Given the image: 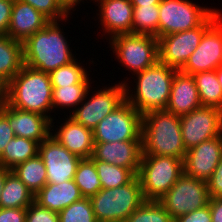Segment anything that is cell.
<instances>
[{
    "label": "cell",
    "mask_w": 222,
    "mask_h": 222,
    "mask_svg": "<svg viewBox=\"0 0 222 222\" xmlns=\"http://www.w3.org/2000/svg\"><path fill=\"white\" fill-rule=\"evenodd\" d=\"M59 23L50 21L23 42L24 65L50 73L76 59L77 54L72 53L70 40L67 41L68 36Z\"/></svg>",
    "instance_id": "obj_1"
},
{
    "label": "cell",
    "mask_w": 222,
    "mask_h": 222,
    "mask_svg": "<svg viewBox=\"0 0 222 222\" xmlns=\"http://www.w3.org/2000/svg\"><path fill=\"white\" fill-rule=\"evenodd\" d=\"M177 71L158 61L153 66L134 74L133 83L128 81L129 77H125V80L119 81L125 86V100L142 115L151 111L165 110ZM131 85L135 86L134 90Z\"/></svg>",
    "instance_id": "obj_2"
},
{
    "label": "cell",
    "mask_w": 222,
    "mask_h": 222,
    "mask_svg": "<svg viewBox=\"0 0 222 222\" xmlns=\"http://www.w3.org/2000/svg\"><path fill=\"white\" fill-rule=\"evenodd\" d=\"M52 84L49 73L24 65L9 81L8 104L19 110L34 112L54 121Z\"/></svg>",
    "instance_id": "obj_3"
},
{
    "label": "cell",
    "mask_w": 222,
    "mask_h": 222,
    "mask_svg": "<svg viewBox=\"0 0 222 222\" xmlns=\"http://www.w3.org/2000/svg\"><path fill=\"white\" fill-rule=\"evenodd\" d=\"M142 155L172 156L184 159L180 116L166 110L151 111L142 117Z\"/></svg>",
    "instance_id": "obj_4"
},
{
    "label": "cell",
    "mask_w": 222,
    "mask_h": 222,
    "mask_svg": "<svg viewBox=\"0 0 222 222\" xmlns=\"http://www.w3.org/2000/svg\"><path fill=\"white\" fill-rule=\"evenodd\" d=\"M97 221L124 222L146 200L136 175L129 183L101 189L89 198Z\"/></svg>",
    "instance_id": "obj_5"
},
{
    "label": "cell",
    "mask_w": 222,
    "mask_h": 222,
    "mask_svg": "<svg viewBox=\"0 0 222 222\" xmlns=\"http://www.w3.org/2000/svg\"><path fill=\"white\" fill-rule=\"evenodd\" d=\"M184 173L183 160L172 156L142 155L138 171L145 200H159Z\"/></svg>",
    "instance_id": "obj_6"
},
{
    "label": "cell",
    "mask_w": 222,
    "mask_h": 222,
    "mask_svg": "<svg viewBox=\"0 0 222 222\" xmlns=\"http://www.w3.org/2000/svg\"><path fill=\"white\" fill-rule=\"evenodd\" d=\"M117 61L132 75L159 61L158 39L148 34H121L109 40Z\"/></svg>",
    "instance_id": "obj_7"
},
{
    "label": "cell",
    "mask_w": 222,
    "mask_h": 222,
    "mask_svg": "<svg viewBox=\"0 0 222 222\" xmlns=\"http://www.w3.org/2000/svg\"><path fill=\"white\" fill-rule=\"evenodd\" d=\"M216 10L217 8L193 3V0H161L158 38L199 27Z\"/></svg>",
    "instance_id": "obj_8"
},
{
    "label": "cell",
    "mask_w": 222,
    "mask_h": 222,
    "mask_svg": "<svg viewBox=\"0 0 222 222\" xmlns=\"http://www.w3.org/2000/svg\"><path fill=\"white\" fill-rule=\"evenodd\" d=\"M113 85H106L102 88L97 86V91L96 89L93 91V88L90 87L83 102L69 116L86 128L93 130L103 118L125 101L124 83L119 82Z\"/></svg>",
    "instance_id": "obj_9"
},
{
    "label": "cell",
    "mask_w": 222,
    "mask_h": 222,
    "mask_svg": "<svg viewBox=\"0 0 222 222\" xmlns=\"http://www.w3.org/2000/svg\"><path fill=\"white\" fill-rule=\"evenodd\" d=\"M217 9L202 25L158 38L159 61L180 71L197 49L204 32L222 15Z\"/></svg>",
    "instance_id": "obj_10"
},
{
    "label": "cell",
    "mask_w": 222,
    "mask_h": 222,
    "mask_svg": "<svg viewBox=\"0 0 222 222\" xmlns=\"http://www.w3.org/2000/svg\"><path fill=\"white\" fill-rule=\"evenodd\" d=\"M209 199L207 181L198 180L183 173L170 190L158 201L174 220L206 207Z\"/></svg>",
    "instance_id": "obj_11"
},
{
    "label": "cell",
    "mask_w": 222,
    "mask_h": 222,
    "mask_svg": "<svg viewBox=\"0 0 222 222\" xmlns=\"http://www.w3.org/2000/svg\"><path fill=\"white\" fill-rule=\"evenodd\" d=\"M142 117L143 115L125 100L93 129L94 142L142 140Z\"/></svg>",
    "instance_id": "obj_12"
},
{
    "label": "cell",
    "mask_w": 222,
    "mask_h": 222,
    "mask_svg": "<svg viewBox=\"0 0 222 222\" xmlns=\"http://www.w3.org/2000/svg\"><path fill=\"white\" fill-rule=\"evenodd\" d=\"M183 145L187 150L222 134V110L202 106L180 117Z\"/></svg>",
    "instance_id": "obj_13"
},
{
    "label": "cell",
    "mask_w": 222,
    "mask_h": 222,
    "mask_svg": "<svg viewBox=\"0 0 222 222\" xmlns=\"http://www.w3.org/2000/svg\"><path fill=\"white\" fill-rule=\"evenodd\" d=\"M38 155L46 167L47 183L59 184L73 180L80 157L70 153L60 142L49 135L39 144Z\"/></svg>",
    "instance_id": "obj_14"
},
{
    "label": "cell",
    "mask_w": 222,
    "mask_h": 222,
    "mask_svg": "<svg viewBox=\"0 0 222 222\" xmlns=\"http://www.w3.org/2000/svg\"><path fill=\"white\" fill-rule=\"evenodd\" d=\"M222 54V15L204 32L197 49L180 70L189 75L220 67Z\"/></svg>",
    "instance_id": "obj_15"
},
{
    "label": "cell",
    "mask_w": 222,
    "mask_h": 222,
    "mask_svg": "<svg viewBox=\"0 0 222 222\" xmlns=\"http://www.w3.org/2000/svg\"><path fill=\"white\" fill-rule=\"evenodd\" d=\"M222 157V134L201 142L186 151L184 173L198 180L208 181Z\"/></svg>",
    "instance_id": "obj_16"
},
{
    "label": "cell",
    "mask_w": 222,
    "mask_h": 222,
    "mask_svg": "<svg viewBox=\"0 0 222 222\" xmlns=\"http://www.w3.org/2000/svg\"><path fill=\"white\" fill-rule=\"evenodd\" d=\"M99 10L97 15L106 40L132 33L133 5L130 0H93ZM97 2V3H96ZM107 34V35H106Z\"/></svg>",
    "instance_id": "obj_17"
},
{
    "label": "cell",
    "mask_w": 222,
    "mask_h": 222,
    "mask_svg": "<svg viewBox=\"0 0 222 222\" xmlns=\"http://www.w3.org/2000/svg\"><path fill=\"white\" fill-rule=\"evenodd\" d=\"M142 154V140L94 142L92 157L95 160L130 169L137 175Z\"/></svg>",
    "instance_id": "obj_18"
},
{
    "label": "cell",
    "mask_w": 222,
    "mask_h": 222,
    "mask_svg": "<svg viewBox=\"0 0 222 222\" xmlns=\"http://www.w3.org/2000/svg\"><path fill=\"white\" fill-rule=\"evenodd\" d=\"M60 124L51 121V133L58 142H60L70 153L82 158H90L94 150L93 130L86 128L73 118L66 114ZM59 127V128H58ZM55 131V132H54Z\"/></svg>",
    "instance_id": "obj_19"
},
{
    "label": "cell",
    "mask_w": 222,
    "mask_h": 222,
    "mask_svg": "<svg viewBox=\"0 0 222 222\" xmlns=\"http://www.w3.org/2000/svg\"><path fill=\"white\" fill-rule=\"evenodd\" d=\"M1 112L7 117L15 136L41 143L51 133V121L38 113L28 112L4 104Z\"/></svg>",
    "instance_id": "obj_20"
},
{
    "label": "cell",
    "mask_w": 222,
    "mask_h": 222,
    "mask_svg": "<svg viewBox=\"0 0 222 222\" xmlns=\"http://www.w3.org/2000/svg\"><path fill=\"white\" fill-rule=\"evenodd\" d=\"M200 107L202 104L193 76L177 71L165 110L181 117Z\"/></svg>",
    "instance_id": "obj_21"
},
{
    "label": "cell",
    "mask_w": 222,
    "mask_h": 222,
    "mask_svg": "<svg viewBox=\"0 0 222 222\" xmlns=\"http://www.w3.org/2000/svg\"><path fill=\"white\" fill-rule=\"evenodd\" d=\"M50 20L30 4L13 0L7 35L24 42L29 36L42 30Z\"/></svg>",
    "instance_id": "obj_22"
},
{
    "label": "cell",
    "mask_w": 222,
    "mask_h": 222,
    "mask_svg": "<svg viewBox=\"0 0 222 222\" xmlns=\"http://www.w3.org/2000/svg\"><path fill=\"white\" fill-rule=\"evenodd\" d=\"M83 196L74 180L63 183H47L35 196L34 201L51 211L60 212Z\"/></svg>",
    "instance_id": "obj_23"
},
{
    "label": "cell",
    "mask_w": 222,
    "mask_h": 222,
    "mask_svg": "<svg viewBox=\"0 0 222 222\" xmlns=\"http://www.w3.org/2000/svg\"><path fill=\"white\" fill-rule=\"evenodd\" d=\"M23 66V42L0 35V75L9 82Z\"/></svg>",
    "instance_id": "obj_24"
},
{
    "label": "cell",
    "mask_w": 222,
    "mask_h": 222,
    "mask_svg": "<svg viewBox=\"0 0 222 222\" xmlns=\"http://www.w3.org/2000/svg\"><path fill=\"white\" fill-rule=\"evenodd\" d=\"M34 201V194L10 170L0 195V208H27Z\"/></svg>",
    "instance_id": "obj_25"
},
{
    "label": "cell",
    "mask_w": 222,
    "mask_h": 222,
    "mask_svg": "<svg viewBox=\"0 0 222 222\" xmlns=\"http://www.w3.org/2000/svg\"><path fill=\"white\" fill-rule=\"evenodd\" d=\"M39 142L15 136L6 145L0 156V166L12 170L16 165L36 157L39 152Z\"/></svg>",
    "instance_id": "obj_26"
},
{
    "label": "cell",
    "mask_w": 222,
    "mask_h": 222,
    "mask_svg": "<svg viewBox=\"0 0 222 222\" xmlns=\"http://www.w3.org/2000/svg\"><path fill=\"white\" fill-rule=\"evenodd\" d=\"M12 171L34 196L47 184L46 167L39 155L16 165Z\"/></svg>",
    "instance_id": "obj_27"
},
{
    "label": "cell",
    "mask_w": 222,
    "mask_h": 222,
    "mask_svg": "<svg viewBox=\"0 0 222 222\" xmlns=\"http://www.w3.org/2000/svg\"><path fill=\"white\" fill-rule=\"evenodd\" d=\"M192 76L202 106L216 107L222 110V87L217 78V69L195 73Z\"/></svg>",
    "instance_id": "obj_28"
},
{
    "label": "cell",
    "mask_w": 222,
    "mask_h": 222,
    "mask_svg": "<svg viewBox=\"0 0 222 222\" xmlns=\"http://www.w3.org/2000/svg\"><path fill=\"white\" fill-rule=\"evenodd\" d=\"M77 60V61H76ZM76 58L49 73L52 87L70 86L73 84H92L86 66ZM90 78V79H89Z\"/></svg>",
    "instance_id": "obj_29"
},
{
    "label": "cell",
    "mask_w": 222,
    "mask_h": 222,
    "mask_svg": "<svg viewBox=\"0 0 222 222\" xmlns=\"http://www.w3.org/2000/svg\"><path fill=\"white\" fill-rule=\"evenodd\" d=\"M90 87L91 84H73L70 86L52 87L53 112L57 109L58 114V109H62L63 111V109L66 108L67 110L70 109V115L83 102Z\"/></svg>",
    "instance_id": "obj_30"
},
{
    "label": "cell",
    "mask_w": 222,
    "mask_h": 222,
    "mask_svg": "<svg viewBox=\"0 0 222 222\" xmlns=\"http://www.w3.org/2000/svg\"><path fill=\"white\" fill-rule=\"evenodd\" d=\"M73 180L84 198H90L102 189L96 166L91 158H82L79 161Z\"/></svg>",
    "instance_id": "obj_31"
},
{
    "label": "cell",
    "mask_w": 222,
    "mask_h": 222,
    "mask_svg": "<svg viewBox=\"0 0 222 222\" xmlns=\"http://www.w3.org/2000/svg\"><path fill=\"white\" fill-rule=\"evenodd\" d=\"M159 4L133 6L132 34H148L158 39Z\"/></svg>",
    "instance_id": "obj_32"
},
{
    "label": "cell",
    "mask_w": 222,
    "mask_h": 222,
    "mask_svg": "<svg viewBox=\"0 0 222 222\" xmlns=\"http://www.w3.org/2000/svg\"><path fill=\"white\" fill-rule=\"evenodd\" d=\"M90 158L96 166L103 189L125 185L136 176L130 169L95 160L92 156Z\"/></svg>",
    "instance_id": "obj_33"
},
{
    "label": "cell",
    "mask_w": 222,
    "mask_h": 222,
    "mask_svg": "<svg viewBox=\"0 0 222 222\" xmlns=\"http://www.w3.org/2000/svg\"><path fill=\"white\" fill-rule=\"evenodd\" d=\"M124 222H173V219L159 201L146 200Z\"/></svg>",
    "instance_id": "obj_34"
},
{
    "label": "cell",
    "mask_w": 222,
    "mask_h": 222,
    "mask_svg": "<svg viewBox=\"0 0 222 222\" xmlns=\"http://www.w3.org/2000/svg\"><path fill=\"white\" fill-rule=\"evenodd\" d=\"M59 222H97L89 198H82L59 212Z\"/></svg>",
    "instance_id": "obj_35"
},
{
    "label": "cell",
    "mask_w": 222,
    "mask_h": 222,
    "mask_svg": "<svg viewBox=\"0 0 222 222\" xmlns=\"http://www.w3.org/2000/svg\"><path fill=\"white\" fill-rule=\"evenodd\" d=\"M26 4H30L37 11L41 12L50 21L69 22V15H72L60 0H20Z\"/></svg>",
    "instance_id": "obj_36"
},
{
    "label": "cell",
    "mask_w": 222,
    "mask_h": 222,
    "mask_svg": "<svg viewBox=\"0 0 222 222\" xmlns=\"http://www.w3.org/2000/svg\"><path fill=\"white\" fill-rule=\"evenodd\" d=\"M25 222H59V213L42 207L33 201L26 208Z\"/></svg>",
    "instance_id": "obj_37"
},
{
    "label": "cell",
    "mask_w": 222,
    "mask_h": 222,
    "mask_svg": "<svg viewBox=\"0 0 222 222\" xmlns=\"http://www.w3.org/2000/svg\"><path fill=\"white\" fill-rule=\"evenodd\" d=\"M207 186L211 198H222V157L207 181Z\"/></svg>",
    "instance_id": "obj_38"
},
{
    "label": "cell",
    "mask_w": 222,
    "mask_h": 222,
    "mask_svg": "<svg viewBox=\"0 0 222 222\" xmlns=\"http://www.w3.org/2000/svg\"><path fill=\"white\" fill-rule=\"evenodd\" d=\"M173 222H211L209 205L180 216L179 218L174 219Z\"/></svg>",
    "instance_id": "obj_39"
},
{
    "label": "cell",
    "mask_w": 222,
    "mask_h": 222,
    "mask_svg": "<svg viewBox=\"0 0 222 222\" xmlns=\"http://www.w3.org/2000/svg\"><path fill=\"white\" fill-rule=\"evenodd\" d=\"M15 137L7 117L0 111V156L6 145Z\"/></svg>",
    "instance_id": "obj_40"
},
{
    "label": "cell",
    "mask_w": 222,
    "mask_h": 222,
    "mask_svg": "<svg viewBox=\"0 0 222 222\" xmlns=\"http://www.w3.org/2000/svg\"><path fill=\"white\" fill-rule=\"evenodd\" d=\"M26 208H0V222H25Z\"/></svg>",
    "instance_id": "obj_41"
},
{
    "label": "cell",
    "mask_w": 222,
    "mask_h": 222,
    "mask_svg": "<svg viewBox=\"0 0 222 222\" xmlns=\"http://www.w3.org/2000/svg\"><path fill=\"white\" fill-rule=\"evenodd\" d=\"M13 0H0V35L7 34Z\"/></svg>",
    "instance_id": "obj_42"
},
{
    "label": "cell",
    "mask_w": 222,
    "mask_h": 222,
    "mask_svg": "<svg viewBox=\"0 0 222 222\" xmlns=\"http://www.w3.org/2000/svg\"><path fill=\"white\" fill-rule=\"evenodd\" d=\"M208 205L211 212V222H222V198L210 197Z\"/></svg>",
    "instance_id": "obj_43"
},
{
    "label": "cell",
    "mask_w": 222,
    "mask_h": 222,
    "mask_svg": "<svg viewBox=\"0 0 222 222\" xmlns=\"http://www.w3.org/2000/svg\"><path fill=\"white\" fill-rule=\"evenodd\" d=\"M9 82L0 75V102L4 105L8 102Z\"/></svg>",
    "instance_id": "obj_44"
},
{
    "label": "cell",
    "mask_w": 222,
    "mask_h": 222,
    "mask_svg": "<svg viewBox=\"0 0 222 222\" xmlns=\"http://www.w3.org/2000/svg\"><path fill=\"white\" fill-rule=\"evenodd\" d=\"M60 1L63 3V5H64L70 12H71V10L75 12L76 8H79L78 6H79V4H80L81 2L85 3L84 0H60ZM85 1H87V0H85ZM89 1L91 2V1H93V0H89ZM75 7H76V8H75Z\"/></svg>",
    "instance_id": "obj_45"
},
{
    "label": "cell",
    "mask_w": 222,
    "mask_h": 222,
    "mask_svg": "<svg viewBox=\"0 0 222 222\" xmlns=\"http://www.w3.org/2000/svg\"><path fill=\"white\" fill-rule=\"evenodd\" d=\"M133 6H150L160 4L161 0H130Z\"/></svg>",
    "instance_id": "obj_46"
},
{
    "label": "cell",
    "mask_w": 222,
    "mask_h": 222,
    "mask_svg": "<svg viewBox=\"0 0 222 222\" xmlns=\"http://www.w3.org/2000/svg\"><path fill=\"white\" fill-rule=\"evenodd\" d=\"M9 169H5L0 166V195L4 187L6 174L9 172Z\"/></svg>",
    "instance_id": "obj_47"
},
{
    "label": "cell",
    "mask_w": 222,
    "mask_h": 222,
    "mask_svg": "<svg viewBox=\"0 0 222 222\" xmlns=\"http://www.w3.org/2000/svg\"><path fill=\"white\" fill-rule=\"evenodd\" d=\"M217 78L222 87V67L221 66L217 68Z\"/></svg>",
    "instance_id": "obj_48"
},
{
    "label": "cell",
    "mask_w": 222,
    "mask_h": 222,
    "mask_svg": "<svg viewBox=\"0 0 222 222\" xmlns=\"http://www.w3.org/2000/svg\"><path fill=\"white\" fill-rule=\"evenodd\" d=\"M2 107H3V104L0 102V111H1Z\"/></svg>",
    "instance_id": "obj_49"
},
{
    "label": "cell",
    "mask_w": 222,
    "mask_h": 222,
    "mask_svg": "<svg viewBox=\"0 0 222 222\" xmlns=\"http://www.w3.org/2000/svg\"><path fill=\"white\" fill-rule=\"evenodd\" d=\"M97 222H114V221H97Z\"/></svg>",
    "instance_id": "obj_50"
}]
</instances>
